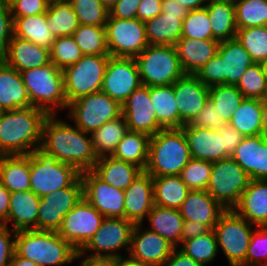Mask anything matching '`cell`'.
<instances>
[{"mask_svg":"<svg viewBox=\"0 0 267 266\" xmlns=\"http://www.w3.org/2000/svg\"><path fill=\"white\" fill-rule=\"evenodd\" d=\"M56 116L48 115L44 120L39 151L47 157L73 165L80 172L92 170L98 157L91 134Z\"/></svg>","mask_w":267,"mask_h":266,"instance_id":"1","label":"cell"},{"mask_svg":"<svg viewBox=\"0 0 267 266\" xmlns=\"http://www.w3.org/2000/svg\"><path fill=\"white\" fill-rule=\"evenodd\" d=\"M48 114L37 107L3 111L0 115V156L39 151Z\"/></svg>","mask_w":267,"mask_h":266,"instance_id":"2","label":"cell"},{"mask_svg":"<svg viewBox=\"0 0 267 266\" xmlns=\"http://www.w3.org/2000/svg\"><path fill=\"white\" fill-rule=\"evenodd\" d=\"M15 253L38 266H63L78 258V251L55 231H16Z\"/></svg>","mask_w":267,"mask_h":266,"instance_id":"3","label":"cell"},{"mask_svg":"<svg viewBox=\"0 0 267 266\" xmlns=\"http://www.w3.org/2000/svg\"><path fill=\"white\" fill-rule=\"evenodd\" d=\"M192 159L181 128L162 129L149 140L146 173L152 177L179 175Z\"/></svg>","mask_w":267,"mask_h":266,"instance_id":"4","label":"cell"},{"mask_svg":"<svg viewBox=\"0 0 267 266\" xmlns=\"http://www.w3.org/2000/svg\"><path fill=\"white\" fill-rule=\"evenodd\" d=\"M20 73L31 106L44 110L48 115L57 114L55 109L68 108L62 70L52 62Z\"/></svg>","mask_w":267,"mask_h":266,"instance_id":"5","label":"cell"},{"mask_svg":"<svg viewBox=\"0 0 267 266\" xmlns=\"http://www.w3.org/2000/svg\"><path fill=\"white\" fill-rule=\"evenodd\" d=\"M250 54L236 38L222 41L217 54L195 74L206 86H236L246 69L253 64Z\"/></svg>","mask_w":267,"mask_h":266,"instance_id":"6","label":"cell"},{"mask_svg":"<svg viewBox=\"0 0 267 266\" xmlns=\"http://www.w3.org/2000/svg\"><path fill=\"white\" fill-rule=\"evenodd\" d=\"M134 59L142 85L168 86L185 75L175 46L148 45Z\"/></svg>","mask_w":267,"mask_h":266,"instance_id":"7","label":"cell"},{"mask_svg":"<svg viewBox=\"0 0 267 266\" xmlns=\"http://www.w3.org/2000/svg\"><path fill=\"white\" fill-rule=\"evenodd\" d=\"M81 172L73 165L47 157L40 151L30 153V190L40 198L71 187Z\"/></svg>","mask_w":267,"mask_h":266,"instance_id":"8","label":"cell"},{"mask_svg":"<svg viewBox=\"0 0 267 266\" xmlns=\"http://www.w3.org/2000/svg\"><path fill=\"white\" fill-rule=\"evenodd\" d=\"M110 55H84L62 70L67 104L100 92Z\"/></svg>","mask_w":267,"mask_h":266,"instance_id":"9","label":"cell"},{"mask_svg":"<svg viewBox=\"0 0 267 266\" xmlns=\"http://www.w3.org/2000/svg\"><path fill=\"white\" fill-rule=\"evenodd\" d=\"M254 225L233 209L226 210L213 228L218 249L225 254L230 266H245Z\"/></svg>","mask_w":267,"mask_h":266,"instance_id":"10","label":"cell"},{"mask_svg":"<svg viewBox=\"0 0 267 266\" xmlns=\"http://www.w3.org/2000/svg\"><path fill=\"white\" fill-rule=\"evenodd\" d=\"M249 175L231 157L213 162L206 191L226 210L233 209L248 187Z\"/></svg>","mask_w":267,"mask_h":266,"instance_id":"11","label":"cell"},{"mask_svg":"<svg viewBox=\"0 0 267 266\" xmlns=\"http://www.w3.org/2000/svg\"><path fill=\"white\" fill-rule=\"evenodd\" d=\"M67 109L74 124L89 134L122 115V105L102 91L72 101Z\"/></svg>","mask_w":267,"mask_h":266,"instance_id":"12","label":"cell"},{"mask_svg":"<svg viewBox=\"0 0 267 266\" xmlns=\"http://www.w3.org/2000/svg\"><path fill=\"white\" fill-rule=\"evenodd\" d=\"M133 227L134 223L125 218L105 217L100 228L78 252V258L122 257L116 251L126 248L129 252ZM90 251L93 253L87 255Z\"/></svg>","mask_w":267,"mask_h":266,"instance_id":"13","label":"cell"},{"mask_svg":"<svg viewBox=\"0 0 267 266\" xmlns=\"http://www.w3.org/2000/svg\"><path fill=\"white\" fill-rule=\"evenodd\" d=\"M105 27L111 57L135 58L149 45L145 22L137 18L118 19L109 15Z\"/></svg>","mask_w":267,"mask_h":266,"instance_id":"14","label":"cell"},{"mask_svg":"<svg viewBox=\"0 0 267 266\" xmlns=\"http://www.w3.org/2000/svg\"><path fill=\"white\" fill-rule=\"evenodd\" d=\"M83 197L81 177L71 186L51 192L40 198L37 230L58 232L63 218Z\"/></svg>","mask_w":267,"mask_h":266,"instance_id":"15","label":"cell"},{"mask_svg":"<svg viewBox=\"0 0 267 266\" xmlns=\"http://www.w3.org/2000/svg\"><path fill=\"white\" fill-rule=\"evenodd\" d=\"M104 218L82 197L63 218L62 226L57 233L79 252L100 228Z\"/></svg>","mask_w":267,"mask_h":266,"instance_id":"16","label":"cell"},{"mask_svg":"<svg viewBox=\"0 0 267 266\" xmlns=\"http://www.w3.org/2000/svg\"><path fill=\"white\" fill-rule=\"evenodd\" d=\"M83 197L104 217L125 218L124 190L101 180L92 170L81 172Z\"/></svg>","mask_w":267,"mask_h":266,"instance_id":"17","label":"cell"},{"mask_svg":"<svg viewBox=\"0 0 267 266\" xmlns=\"http://www.w3.org/2000/svg\"><path fill=\"white\" fill-rule=\"evenodd\" d=\"M141 85L134 58L109 57L101 91L121 105Z\"/></svg>","mask_w":267,"mask_h":266,"instance_id":"18","label":"cell"},{"mask_svg":"<svg viewBox=\"0 0 267 266\" xmlns=\"http://www.w3.org/2000/svg\"><path fill=\"white\" fill-rule=\"evenodd\" d=\"M142 227V223L134 224L128 258L151 266H161L175 246L157 232Z\"/></svg>","mask_w":267,"mask_h":266,"instance_id":"19","label":"cell"},{"mask_svg":"<svg viewBox=\"0 0 267 266\" xmlns=\"http://www.w3.org/2000/svg\"><path fill=\"white\" fill-rule=\"evenodd\" d=\"M122 115L127 122L128 131L141 132L153 136L163 128L156 119L150 99V87L140 85L122 104Z\"/></svg>","mask_w":267,"mask_h":266,"instance_id":"20","label":"cell"},{"mask_svg":"<svg viewBox=\"0 0 267 266\" xmlns=\"http://www.w3.org/2000/svg\"><path fill=\"white\" fill-rule=\"evenodd\" d=\"M172 85L179 111V128H182L195 118L209 100V87L192 74H185Z\"/></svg>","mask_w":267,"mask_h":266,"instance_id":"21","label":"cell"},{"mask_svg":"<svg viewBox=\"0 0 267 266\" xmlns=\"http://www.w3.org/2000/svg\"><path fill=\"white\" fill-rule=\"evenodd\" d=\"M251 180H267V137H243L231 156Z\"/></svg>","mask_w":267,"mask_h":266,"instance_id":"22","label":"cell"},{"mask_svg":"<svg viewBox=\"0 0 267 266\" xmlns=\"http://www.w3.org/2000/svg\"><path fill=\"white\" fill-rule=\"evenodd\" d=\"M181 129L186 136L192 158L212 163L225 159L224 133L192 127L189 123Z\"/></svg>","mask_w":267,"mask_h":266,"instance_id":"23","label":"cell"},{"mask_svg":"<svg viewBox=\"0 0 267 266\" xmlns=\"http://www.w3.org/2000/svg\"><path fill=\"white\" fill-rule=\"evenodd\" d=\"M125 219L134 224L143 223L154 204L153 177L143 171L132 184L124 190Z\"/></svg>","mask_w":267,"mask_h":266,"instance_id":"24","label":"cell"},{"mask_svg":"<svg viewBox=\"0 0 267 266\" xmlns=\"http://www.w3.org/2000/svg\"><path fill=\"white\" fill-rule=\"evenodd\" d=\"M1 60L19 72L50 63V49L12 36Z\"/></svg>","mask_w":267,"mask_h":266,"instance_id":"25","label":"cell"},{"mask_svg":"<svg viewBox=\"0 0 267 266\" xmlns=\"http://www.w3.org/2000/svg\"><path fill=\"white\" fill-rule=\"evenodd\" d=\"M184 220L197 221L213 229L226 209L206 190L189 191L179 208Z\"/></svg>","mask_w":267,"mask_h":266,"instance_id":"26","label":"cell"},{"mask_svg":"<svg viewBox=\"0 0 267 266\" xmlns=\"http://www.w3.org/2000/svg\"><path fill=\"white\" fill-rule=\"evenodd\" d=\"M218 40H196L181 37L175 44L185 74L195 75L218 51Z\"/></svg>","mask_w":267,"mask_h":266,"instance_id":"27","label":"cell"},{"mask_svg":"<svg viewBox=\"0 0 267 266\" xmlns=\"http://www.w3.org/2000/svg\"><path fill=\"white\" fill-rule=\"evenodd\" d=\"M233 210L255 227L267 225V180H250Z\"/></svg>","mask_w":267,"mask_h":266,"instance_id":"28","label":"cell"},{"mask_svg":"<svg viewBox=\"0 0 267 266\" xmlns=\"http://www.w3.org/2000/svg\"><path fill=\"white\" fill-rule=\"evenodd\" d=\"M31 107L21 73L0 59V109L10 111Z\"/></svg>","mask_w":267,"mask_h":266,"instance_id":"29","label":"cell"},{"mask_svg":"<svg viewBox=\"0 0 267 266\" xmlns=\"http://www.w3.org/2000/svg\"><path fill=\"white\" fill-rule=\"evenodd\" d=\"M40 197L31 190L11 192L7 222L12 224L13 231L37 230V217Z\"/></svg>","mask_w":267,"mask_h":266,"instance_id":"30","label":"cell"},{"mask_svg":"<svg viewBox=\"0 0 267 266\" xmlns=\"http://www.w3.org/2000/svg\"><path fill=\"white\" fill-rule=\"evenodd\" d=\"M92 171L104 182L125 190L143 172L138 166L111 156H103L95 162Z\"/></svg>","mask_w":267,"mask_h":266,"instance_id":"31","label":"cell"},{"mask_svg":"<svg viewBox=\"0 0 267 266\" xmlns=\"http://www.w3.org/2000/svg\"><path fill=\"white\" fill-rule=\"evenodd\" d=\"M0 183L10 193L30 190V154L0 156Z\"/></svg>","mask_w":267,"mask_h":266,"instance_id":"32","label":"cell"},{"mask_svg":"<svg viewBox=\"0 0 267 266\" xmlns=\"http://www.w3.org/2000/svg\"><path fill=\"white\" fill-rule=\"evenodd\" d=\"M151 231L157 232L175 247L181 244L183 217L179 209L154 205L147 215Z\"/></svg>","mask_w":267,"mask_h":266,"instance_id":"33","label":"cell"},{"mask_svg":"<svg viewBox=\"0 0 267 266\" xmlns=\"http://www.w3.org/2000/svg\"><path fill=\"white\" fill-rule=\"evenodd\" d=\"M213 40L219 42L234 39L237 32L235 5L218 0H209L207 5Z\"/></svg>","mask_w":267,"mask_h":266,"instance_id":"34","label":"cell"},{"mask_svg":"<svg viewBox=\"0 0 267 266\" xmlns=\"http://www.w3.org/2000/svg\"><path fill=\"white\" fill-rule=\"evenodd\" d=\"M13 18V35L51 49L55 36L47 26L46 13Z\"/></svg>","mask_w":267,"mask_h":266,"instance_id":"35","label":"cell"},{"mask_svg":"<svg viewBox=\"0 0 267 266\" xmlns=\"http://www.w3.org/2000/svg\"><path fill=\"white\" fill-rule=\"evenodd\" d=\"M150 99L159 125L163 129H178L179 111L173 85L150 87Z\"/></svg>","mask_w":267,"mask_h":266,"instance_id":"36","label":"cell"},{"mask_svg":"<svg viewBox=\"0 0 267 266\" xmlns=\"http://www.w3.org/2000/svg\"><path fill=\"white\" fill-rule=\"evenodd\" d=\"M183 20L176 16L160 13L157 17L145 22L149 45L175 46L181 38Z\"/></svg>","mask_w":267,"mask_h":266,"instance_id":"37","label":"cell"},{"mask_svg":"<svg viewBox=\"0 0 267 266\" xmlns=\"http://www.w3.org/2000/svg\"><path fill=\"white\" fill-rule=\"evenodd\" d=\"M154 204L179 209L189 189L179 175L153 177Z\"/></svg>","mask_w":267,"mask_h":266,"instance_id":"38","label":"cell"},{"mask_svg":"<svg viewBox=\"0 0 267 266\" xmlns=\"http://www.w3.org/2000/svg\"><path fill=\"white\" fill-rule=\"evenodd\" d=\"M262 108L263 100L244 98L229 124L243 137L262 134Z\"/></svg>","mask_w":267,"mask_h":266,"instance_id":"39","label":"cell"},{"mask_svg":"<svg viewBox=\"0 0 267 266\" xmlns=\"http://www.w3.org/2000/svg\"><path fill=\"white\" fill-rule=\"evenodd\" d=\"M127 132V122L123 115L93 131L91 139L96 156H111Z\"/></svg>","mask_w":267,"mask_h":266,"instance_id":"40","label":"cell"},{"mask_svg":"<svg viewBox=\"0 0 267 266\" xmlns=\"http://www.w3.org/2000/svg\"><path fill=\"white\" fill-rule=\"evenodd\" d=\"M149 140L150 136L145 133L128 131L112 156L132 163L144 171L148 162Z\"/></svg>","mask_w":267,"mask_h":266,"instance_id":"41","label":"cell"},{"mask_svg":"<svg viewBox=\"0 0 267 266\" xmlns=\"http://www.w3.org/2000/svg\"><path fill=\"white\" fill-rule=\"evenodd\" d=\"M46 19L47 26L55 37L71 36L80 25L68 0H50Z\"/></svg>","mask_w":267,"mask_h":266,"instance_id":"42","label":"cell"},{"mask_svg":"<svg viewBox=\"0 0 267 266\" xmlns=\"http://www.w3.org/2000/svg\"><path fill=\"white\" fill-rule=\"evenodd\" d=\"M177 248L192 257L201 266H206L214 261L218 252L217 239L213 229L183 241Z\"/></svg>","mask_w":267,"mask_h":266,"instance_id":"43","label":"cell"},{"mask_svg":"<svg viewBox=\"0 0 267 266\" xmlns=\"http://www.w3.org/2000/svg\"><path fill=\"white\" fill-rule=\"evenodd\" d=\"M72 36L83 55H109L106 27L80 24Z\"/></svg>","mask_w":267,"mask_h":266,"instance_id":"44","label":"cell"},{"mask_svg":"<svg viewBox=\"0 0 267 266\" xmlns=\"http://www.w3.org/2000/svg\"><path fill=\"white\" fill-rule=\"evenodd\" d=\"M244 98L236 86L221 84L209 87V100L226 123L231 121L233 114Z\"/></svg>","mask_w":267,"mask_h":266,"instance_id":"45","label":"cell"},{"mask_svg":"<svg viewBox=\"0 0 267 266\" xmlns=\"http://www.w3.org/2000/svg\"><path fill=\"white\" fill-rule=\"evenodd\" d=\"M235 38L254 63H262L267 59V26L237 29Z\"/></svg>","mask_w":267,"mask_h":266,"instance_id":"46","label":"cell"},{"mask_svg":"<svg viewBox=\"0 0 267 266\" xmlns=\"http://www.w3.org/2000/svg\"><path fill=\"white\" fill-rule=\"evenodd\" d=\"M237 29L267 26V0H240L235 4Z\"/></svg>","mask_w":267,"mask_h":266,"instance_id":"47","label":"cell"},{"mask_svg":"<svg viewBox=\"0 0 267 266\" xmlns=\"http://www.w3.org/2000/svg\"><path fill=\"white\" fill-rule=\"evenodd\" d=\"M245 98L265 100L267 96V77L261 63H253L240 77L236 85Z\"/></svg>","mask_w":267,"mask_h":266,"instance_id":"48","label":"cell"},{"mask_svg":"<svg viewBox=\"0 0 267 266\" xmlns=\"http://www.w3.org/2000/svg\"><path fill=\"white\" fill-rule=\"evenodd\" d=\"M83 56L72 35L56 37L50 49V62L61 70L77 63Z\"/></svg>","mask_w":267,"mask_h":266,"instance_id":"49","label":"cell"},{"mask_svg":"<svg viewBox=\"0 0 267 266\" xmlns=\"http://www.w3.org/2000/svg\"><path fill=\"white\" fill-rule=\"evenodd\" d=\"M82 25L105 27L109 11L100 0H68Z\"/></svg>","mask_w":267,"mask_h":266,"instance_id":"50","label":"cell"},{"mask_svg":"<svg viewBox=\"0 0 267 266\" xmlns=\"http://www.w3.org/2000/svg\"><path fill=\"white\" fill-rule=\"evenodd\" d=\"M181 37L196 40H213L207 8L194 9L188 12L182 22Z\"/></svg>","mask_w":267,"mask_h":266,"instance_id":"51","label":"cell"},{"mask_svg":"<svg viewBox=\"0 0 267 266\" xmlns=\"http://www.w3.org/2000/svg\"><path fill=\"white\" fill-rule=\"evenodd\" d=\"M212 162L192 158L179 176L190 191L206 190L212 171Z\"/></svg>","mask_w":267,"mask_h":266,"instance_id":"52","label":"cell"},{"mask_svg":"<svg viewBox=\"0 0 267 266\" xmlns=\"http://www.w3.org/2000/svg\"><path fill=\"white\" fill-rule=\"evenodd\" d=\"M267 264V225H259L254 229L247 255L245 266H266Z\"/></svg>","mask_w":267,"mask_h":266,"instance_id":"53","label":"cell"},{"mask_svg":"<svg viewBox=\"0 0 267 266\" xmlns=\"http://www.w3.org/2000/svg\"><path fill=\"white\" fill-rule=\"evenodd\" d=\"M189 124L196 128H207L218 131L227 123L222 119L220 113L216 110V107L213 105V103L208 100L203 109Z\"/></svg>","mask_w":267,"mask_h":266,"instance_id":"54","label":"cell"},{"mask_svg":"<svg viewBox=\"0 0 267 266\" xmlns=\"http://www.w3.org/2000/svg\"><path fill=\"white\" fill-rule=\"evenodd\" d=\"M50 0H13L9 3L12 17H26L47 12Z\"/></svg>","mask_w":267,"mask_h":266,"instance_id":"55","label":"cell"},{"mask_svg":"<svg viewBox=\"0 0 267 266\" xmlns=\"http://www.w3.org/2000/svg\"><path fill=\"white\" fill-rule=\"evenodd\" d=\"M13 36V18L9 3L0 0V59Z\"/></svg>","mask_w":267,"mask_h":266,"instance_id":"56","label":"cell"},{"mask_svg":"<svg viewBox=\"0 0 267 266\" xmlns=\"http://www.w3.org/2000/svg\"><path fill=\"white\" fill-rule=\"evenodd\" d=\"M15 236L16 231L0 225V266H9L15 253Z\"/></svg>","mask_w":267,"mask_h":266,"instance_id":"57","label":"cell"},{"mask_svg":"<svg viewBox=\"0 0 267 266\" xmlns=\"http://www.w3.org/2000/svg\"><path fill=\"white\" fill-rule=\"evenodd\" d=\"M141 0H117L109 11L112 18L134 19Z\"/></svg>","mask_w":267,"mask_h":266,"instance_id":"58","label":"cell"},{"mask_svg":"<svg viewBox=\"0 0 267 266\" xmlns=\"http://www.w3.org/2000/svg\"><path fill=\"white\" fill-rule=\"evenodd\" d=\"M219 133H224L225 159L232 156L237 146L241 143L243 135L232 127L229 123L225 124Z\"/></svg>","mask_w":267,"mask_h":266,"instance_id":"59","label":"cell"},{"mask_svg":"<svg viewBox=\"0 0 267 266\" xmlns=\"http://www.w3.org/2000/svg\"><path fill=\"white\" fill-rule=\"evenodd\" d=\"M162 12V0H141L136 18L146 22Z\"/></svg>","mask_w":267,"mask_h":266,"instance_id":"60","label":"cell"},{"mask_svg":"<svg viewBox=\"0 0 267 266\" xmlns=\"http://www.w3.org/2000/svg\"><path fill=\"white\" fill-rule=\"evenodd\" d=\"M210 229L197 221L184 220L181 233V243L191 238L205 234Z\"/></svg>","mask_w":267,"mask_h":266,"instance_id":"61","label":"cell"},{"mask_svg":"<svg viewBox=\"0 0 267 266\" xmlns=\"http://www.w3.org/2000/svg\"><path fill=\"white\" fill-rule=\"evenodd\" d=\"M161 266H201L192 257L185 254L177 247L174 248L170 257Z\"/></svg>","mask_w":267,"mask_h":266,"instance_id":"62","label":"cell"},{"mask_svg":"<svg viewBox=\"0 0 267 266\" xmlns=\"http://www.w3.org/2000/svg\"><path fill=\"white\" fill-rule=\"evenodd\" d=\"M80 266H123L122 257L80 258Z\"/></svg>","mask_w":267,"mask_h":266,"instance_id":"63","label":"cell"},{"mask_svg":"<svg viewBox=\"0 0 267 266\" xmlns=\"http://www.w3.org/2000/svg\"><path fill=\"white\" fill-rule=\"evenodd\" d=\"M188 12L189 10L176 0H162V13L166 15L176 16L183 20Z\"/></svg>","mask_w":267,"mask_h":266,"instance_id":"64","label":"cell"},{"mask_svg":"<svg viewBox=\"0 0 267 266\" xmlns=\"http://www.w3.org/2000/svg\"><path fill=\"white\" fill-rule=\"evenodd\" d=\"M11 193L0 183V225L7 222Z\"/></svg>","mask_w":267,"mask_h":266,"instance_id":"65","label":"cell"},{"mask_svg":"<svg viewBox=\"0 0 267 266\" xmlns=\"http://www.w3.org/2000/svg\"><path fill=\"white\" fill-rule=\"evenodd\" d=\"M189 11L200 9L207 5L209 0H176Z\"/></svg>","mask_w":267,"mask_h":266,"instance_id":"66","label":"cell"},{"mask_svg":"<svg viewBox=\"0 0 267 266\" xmlns=\"http://www.w3.org/2000/svg\"><path fill=\"white\" fill-rule=\"evenodd\" d=\"M9 266H38V265L34 263L32 260L18 256L16 253H14Z\"/></svg>","mask_w":267,"mask_h":266,"instance_id":"67","label":"cell"},{"mask_svg":"<svg viewBox=\"0 0 267 266\" xmlns=\"http://www.w3.org/2000/svg\"><path fill=\"white\" fill-rule=\"evenodd\" d=\"M262 134L267 137V103L264 100L262 108Z\"/></svg>","mask_w":267,"mask_h":266,"instance_id":"68","label":"cell"},{"mask_svg":"<svg viewBox=\"0 0 267 266\" xmlns=\"http://www.w3.org/2000/svg\"><path fill=\"white\" fill-rule=\"evenodd\" d=\"M123 266H151V265L139 263L129 259L127 256H123Z\"/></svg>","mask_w":267,"mask_h":266,"instance_id":"69","label":"cell"},{"mask_svg":"<svg viewBox=\"0 0 267 266\" xmlns=\"http://www.w3.org/2000/svg\"><path fill=\"white\" fill-rule=\"evenodd\" d=\"M105 8L110 11L112 7L115 5L117 0H100Z\"/></svg>","mask_w":267,"mask_h":266,"instance_id":"70","label":"cell"},{"mask_svg":"<svg viewBox=\"0 0 267 266\" xmlns=\"http://www.w3.org/2000/svg\"><path fill=\"white\" fill-rule=\"evenodd\" d=\"M261 64H262V66H263L265 75H266V77H267V59H265Z\"/></svg>","mask_w":267,"mask_h":266,"instance_id":"71","label":"cell"},{"mask_svg":"<svg viewBox=\"0 0 267 266\" xmlns=\"http://www.w3.org/2000/svg\"><path fill=\"white\" fill-rule=\"evenodd\" d=\"M218 1H223V2H226V3H231V4H236L238 3L240 0H218Z\"/></svg>","mask_w":267,"mask_h":266,"instance_id":"72","label":"cell"},{"mask_svg":"<svg viewBox=\"0 0 267 266\" xmlns=\"http://www.w3.org/2000/svg\"><path fill=\"white\" fill-rule=\"evenodd\" d=\"M3 1H5L6 3H10L13 0H3Z\"/></svg>","mask_w":267,"mask_h":266,"instance_id":"73","label":"cell"}]
</instances>
